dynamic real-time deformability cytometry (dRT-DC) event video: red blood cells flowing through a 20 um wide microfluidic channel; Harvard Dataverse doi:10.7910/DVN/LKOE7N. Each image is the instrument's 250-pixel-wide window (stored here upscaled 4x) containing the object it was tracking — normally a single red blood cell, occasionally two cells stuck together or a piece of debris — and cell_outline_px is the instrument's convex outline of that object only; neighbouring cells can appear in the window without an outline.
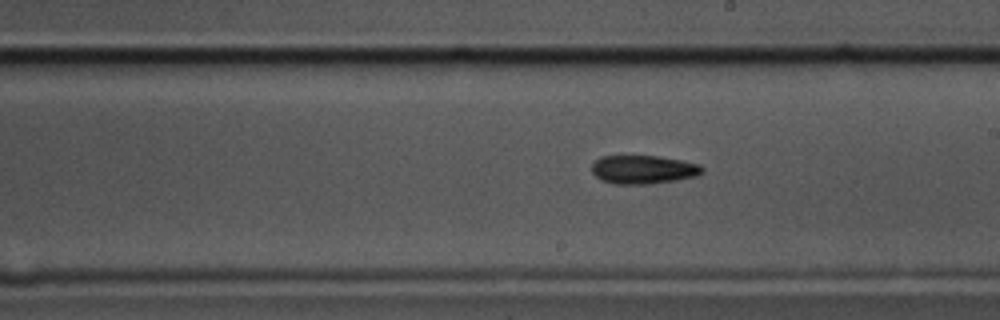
{"species": "common noctule bat (a hibernating species)", "species_latin": "Nyctalus noctula", "temperature_condition": "cold", "stored_images_in_passage": 50, "camera_frame_rate_fps": 3000, "um_per_image_px": 0.085, "animal": {"sex": "male", "body_mass_g": 17.5, "forearm_length_mm": 52.3}, "frame": {"image": 1, "passage_image": 25, "time_ms": 8.0, "image_size_px": [1000, 320], "cell_outline_px": [[704, 172], [696, 176], [676, 180], [648, 184], [616, 184], [604, 180], [596, 176], [592, 172], [592, 164], [600, 156], [656, 156], [680, 160], [700, 164], [704, 168]], "centroid_in_image_um": [54.7, 14.41], "position_along_channel_um": 234.3, "area_um2": 18.26}}
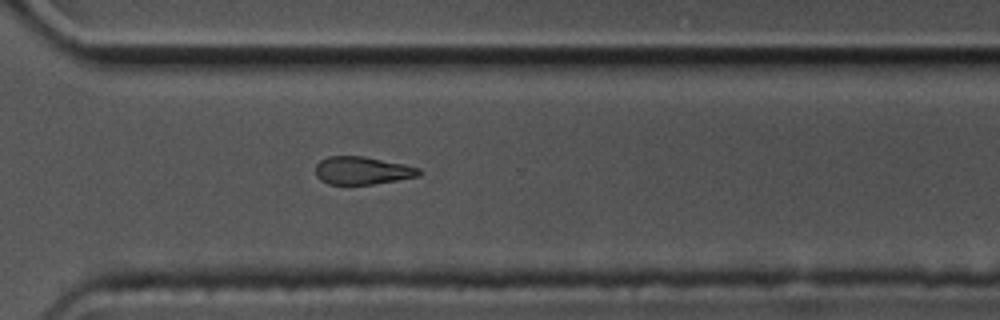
{"frame": {"image": 2, "passage_image": 34, "time_ms": 11.0, "image_size_px": [1000, 320], "cell_outline_px": [[420, 176], [372, 184], [328, 184], [320, 180], [316, 176], [316, 164], [320, 160], [328, 156], [364, 156], [404, 164], [420, 168]], "centroid_in_image_um": [30.77, 14.49], "position_along_channel_um": 339.8, "area_um2": 16.76}}
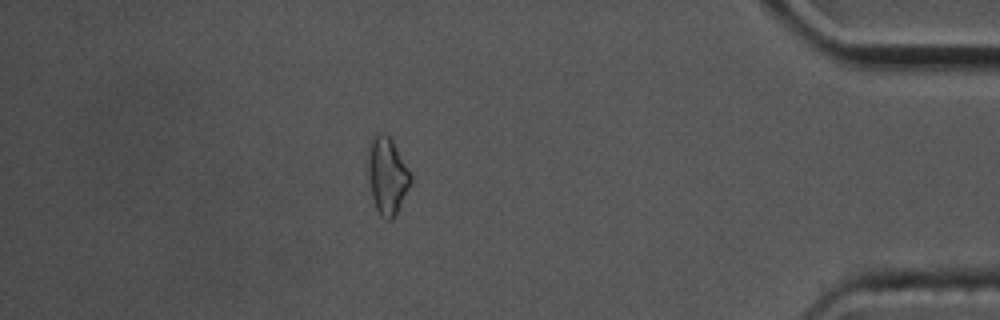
{"frame": {"image": 3, "passage_image": 43, "time_ms": 14.0, "image_size_px": [1000, 320], "cell_outline_px": [[412, 184], [396, 216], [392, 220], [388, 220], [380, 216], [376, 208], [372, 196], [364, 164], [368, 144], [372, 132], [384, 132], [392, 140], [412, 176]], "centroid_in_image_um": [32.86, 14.89], "position_along_channel_um": 402.3, "area_um2": 20.17}, "authors_computed_cell_mechanics": {"area_um2": 18.2359, "velocity_mm_per_s": 3.5147, "shape_relaxation_time_tau1_ms": 3.7815, "shape_relaxation_time_tau2_ms": null, "deformation_change_tau1": 0.102, "deformation_change_tau2": null}}